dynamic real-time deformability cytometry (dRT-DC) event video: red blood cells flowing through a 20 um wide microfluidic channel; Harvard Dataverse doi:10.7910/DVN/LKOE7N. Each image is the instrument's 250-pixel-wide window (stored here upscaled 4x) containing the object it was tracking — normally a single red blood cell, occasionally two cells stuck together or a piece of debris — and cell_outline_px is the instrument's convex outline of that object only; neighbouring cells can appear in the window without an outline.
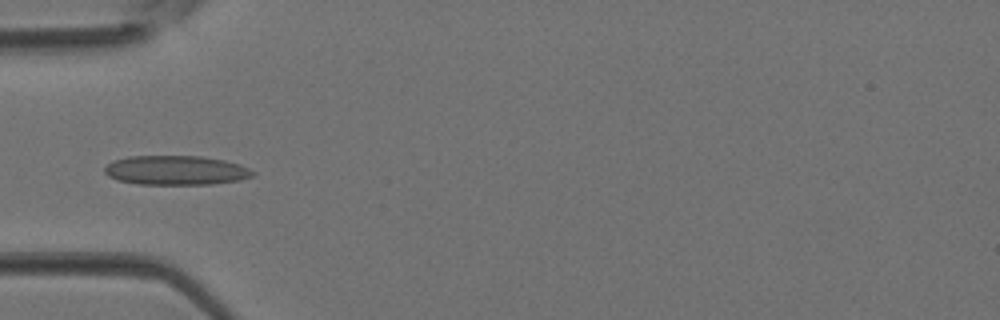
{"species": "Egyptian fruit bat (a non-hibernating species)", "species_latin": "Rousettus aegyptiacus", "temperature_condition": "room temperature", "stored_images_in_passage": 4, "camera_frame_rate_fps": 3000, "um_per_image_px": 0.085, "animal": {"sex": "female"}, "frame": {"image": 1, "passage_image": 4, "time_ms": 1.0, "image_size_px": [1000, 320], "cell_outline_px": [[256, 172], [252, 176], [240, 180], [212, 184], [136, 184], [116, 180], [108, 176], [104, 172], [104, 168], [112, 160], [128, 156], [200, 156], [224, 160], [240, 164]], "centroid_in_image_um": [14.93, 14.47], "position_along_channel_um": 70.1, "area_um2": 25.49}}